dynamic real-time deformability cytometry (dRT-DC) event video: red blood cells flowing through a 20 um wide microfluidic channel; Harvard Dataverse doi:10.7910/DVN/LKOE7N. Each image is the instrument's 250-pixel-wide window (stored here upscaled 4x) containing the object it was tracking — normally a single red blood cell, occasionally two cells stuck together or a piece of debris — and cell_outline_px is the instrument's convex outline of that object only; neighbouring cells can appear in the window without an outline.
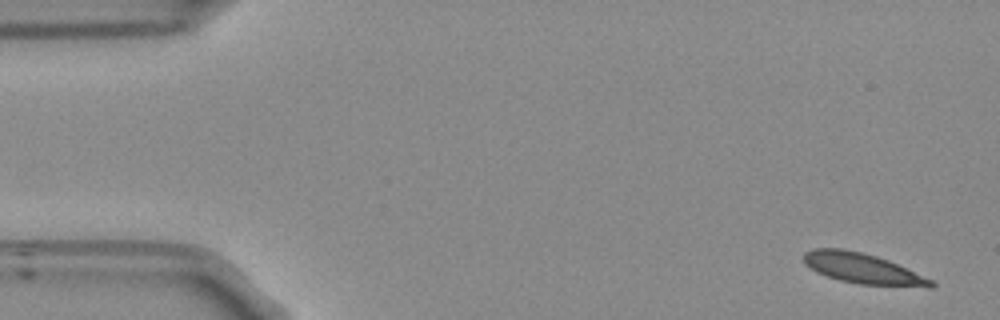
{"species": "Egyptian fruit bat (a non-hibernating species)", "species_latin": "Rousettus aegyptiacus", "temperature_condition": "room temperature", "stored_images_in_passage": 14, "camera_frame_rate_fps": 3000, "um_per_image_px": 0.085, "frame": {"image": 1, "passage_image": 1, "time_ms": 0.0, "image_size_px": [1000, 320], "cell_outline_px": [[936, 284], [932, 288], [860, 284], [840, 280], [816, 272], [804, 264], [804, 252], [812, 248], [844, 248], [876, 256], [888, 260], [932, 280]], "centroid_in_image_um": [73.31, 22.82], "position_along_channel_um": 11.7, "area_um2": 22.48}}